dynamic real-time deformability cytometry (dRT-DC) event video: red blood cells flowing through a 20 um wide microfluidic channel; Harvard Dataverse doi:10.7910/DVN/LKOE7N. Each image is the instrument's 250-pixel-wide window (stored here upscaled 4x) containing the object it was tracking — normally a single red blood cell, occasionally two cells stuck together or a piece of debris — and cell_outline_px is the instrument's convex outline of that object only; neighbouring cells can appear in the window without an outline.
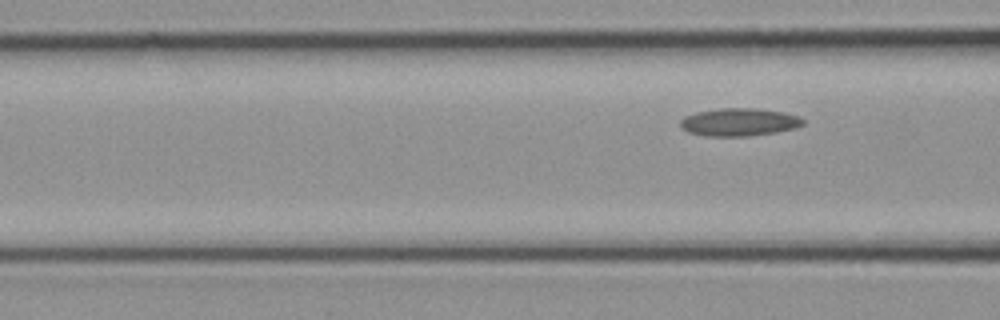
{"species": "common noctule bat (a hibernating species)", "species_latin": "Nyctalus noctula", "temperature_condition": "cold", "stored_images_in_passage": 5, "camera_frame_rate_fps": 3000, "um_per_image_px": 0.085, "animal": {"sex": "female", "body_mass_g": 21.9}, "frame": {"image": 1, "passage_image": 5, "time_ms": 1.333, "image_size_px": [1000, 320], "cell_outline_px": [[804, 124], [796, 128], [776, 132], [748, 136], [704, 136], [688, 132], [680, 128], [680, 120], [684, 116], [696, 112], [720, 108], [756, 108], [784, 112], [800, 116], [804, 120]], "centroid_in_image_um": [62.82, 10.38], "position_along_channel_um": 103.8, "area_um2": 20.11}}